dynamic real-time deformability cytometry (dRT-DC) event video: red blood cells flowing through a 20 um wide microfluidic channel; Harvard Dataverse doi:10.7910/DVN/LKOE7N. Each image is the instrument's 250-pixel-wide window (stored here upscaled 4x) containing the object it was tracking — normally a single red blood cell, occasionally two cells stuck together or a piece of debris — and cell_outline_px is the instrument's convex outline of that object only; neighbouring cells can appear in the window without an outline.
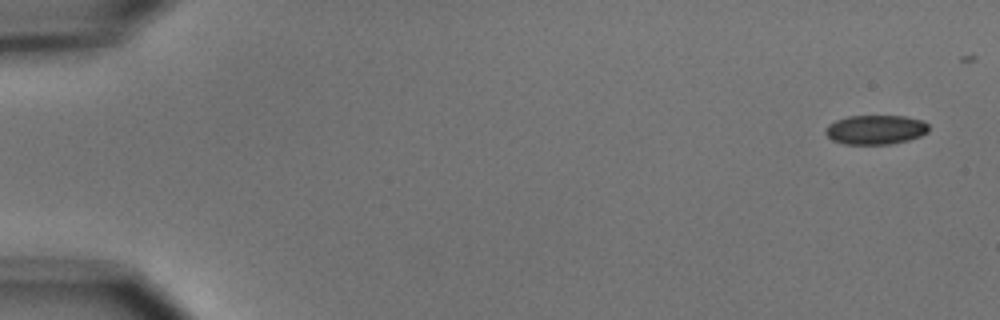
{"species": "common noctule bat (a hibernating species)", "species_latin": "Nyctalus noctula", "temperature_condition": "cold", "stored_images_in_passage": 6, "camera_frame_rate_fps": 3000, "um_per_image_px": 0.085, "animal": {"sex": "male", "body_mass_g": 15.6}, "frame": {"image": 1, "passage_image": 1, "time_ms": 0.0, "image_size_px": [1000, 320], "cell_outline_px": [[928, 132], [920, 136], [908, 140], [888, 144], [844, 144], [832, 140], [824, 132], [824, 128], [828, 124], [836, 120], [848, 116], [904, 116], [924, 120], [928, 124]], "centroid_in_image_um": [74.41, 11.02], "position_along_channel_um": 10.6, "area_um2": 17.74}}
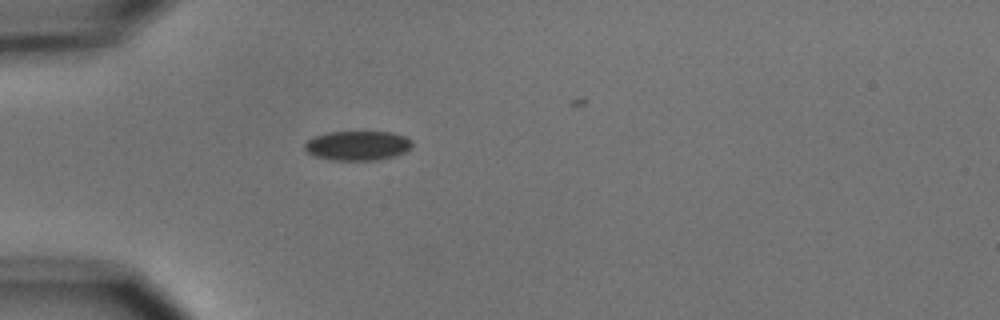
{"frame": {"image": 2, "passage_image": 5, "time_ms": 4.667, "image_size_px": [1000, 320], "cell_outline_px": [[412, 148], [396, 156], [376, 160], [332, 160], [316, 156], [308, 152], [304, 148], [304, 144], [308, 140], [316, 136], [328, 132], [392, 132], [404, 136], [412, 140]], "centroid_in_image_um": [30.43, 12.38], "position_along_channel_um": 54.6, "area_um2": 18.44}}